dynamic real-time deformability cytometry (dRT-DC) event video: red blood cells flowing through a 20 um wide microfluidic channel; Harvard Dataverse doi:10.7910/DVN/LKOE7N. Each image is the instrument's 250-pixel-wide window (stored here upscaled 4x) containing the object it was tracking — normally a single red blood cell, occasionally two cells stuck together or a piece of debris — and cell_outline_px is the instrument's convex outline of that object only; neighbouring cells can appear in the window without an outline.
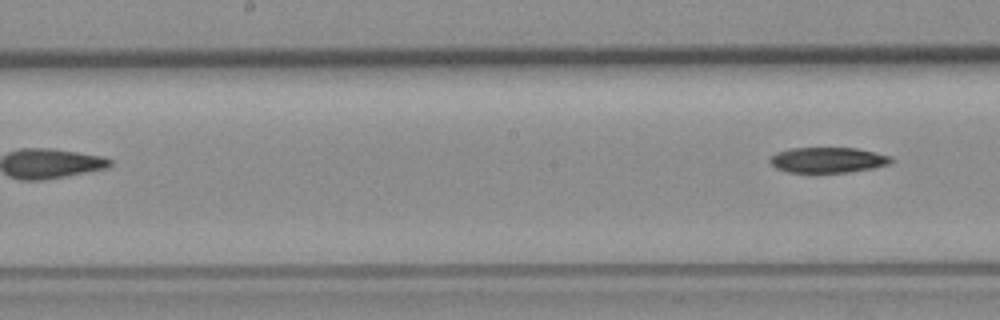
{"species": "common noctule bat (a hibernating species)", "species_latin": "Nyctalus noctula", "temperature_condition": "room temperature", "stored_images_in_passage": 7, "segment_of_instrument_passage": [2, 2], "camera_frame_rate_fps": 3000, "um_per_image_px": 0.085, "animal": {"sex": "female", "body_mass_g": 19.3, "forearm_length_mm": 54.1}, "frame": {"image": 1, "passage_image": 7, "time_ms": 7.0, "image_size_px": [1000, 320], "cell_outline_px": [[892, 160], [888, 164], [872, 168], [848, 172], [788, 172], [776, 168], [768, 160], [776, 152], [792, 148], [856, 148], [892, 156]], "centroid_in_image_um": [70.35, 13.59], "position_along_channel_um": 177.9, "area_um2": 17.8}}